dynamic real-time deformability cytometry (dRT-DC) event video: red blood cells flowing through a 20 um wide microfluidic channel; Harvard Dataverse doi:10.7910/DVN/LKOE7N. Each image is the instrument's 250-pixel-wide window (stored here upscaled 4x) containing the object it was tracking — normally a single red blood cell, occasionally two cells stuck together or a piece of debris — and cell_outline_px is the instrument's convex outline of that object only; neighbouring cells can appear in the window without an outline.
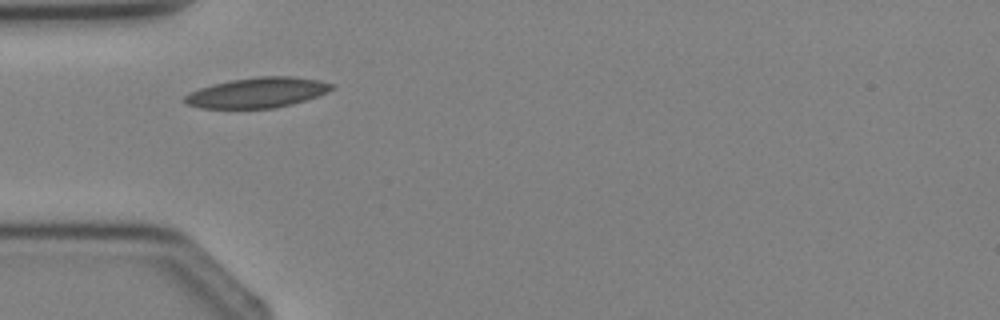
{"species": "Egyptian fruit bat (a non-hibernating species)", "species_latin": "Rousettus aegyptiacus", "temperature_condition": "cold", "stored_images_in_passage": 2, "camera_frame_rate_fps": 3000, "um_per_image_px": 0.085, "animal": {"sex": "female"}, "frame": {"image": 1, "passage_image": 1, "time_ms": 0.0, "image_size_px": [1000, 320], "cell_outline_px": [[336, 88], [328, 92], [292, 104], [276, 108], [200, 108], [188, 104], [184, 100], [184, 96], [188, 92], [212, 84], [232, 80], [256, 76], [292, 76], [320, 80], [336, 84]], "centroid_in_image_um": [21.91, 7.86], "position_along_channel_um": 63.1, "area_um2": 26.01}}
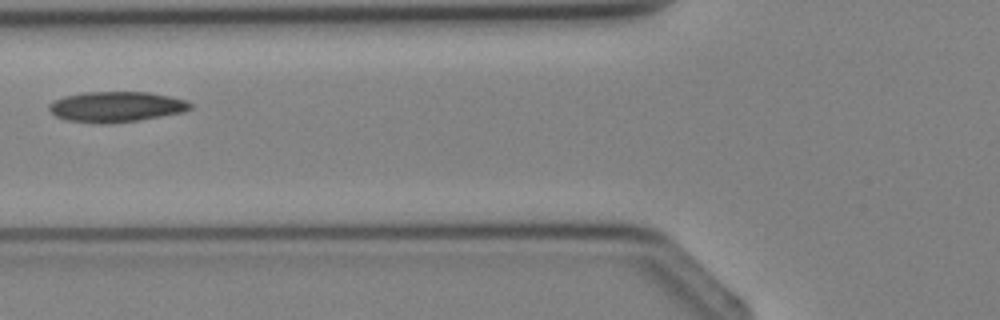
{"frame": {"image": 2, "passage_image": 2, "time_ms": 1.0, "image_size_px": [1000, 320], "cell_outline_px": [[192, 108], [184, 112], [140, 120], [112, 124], [100, 124], [64, 120], [56, 116], [48, 108], [48, 104], [64, 96], [84, 92], [148, 92], [168, 96], [184, 100], [192, 104]], "centroid_in_image_um": [9.86, 9.09], "position_along_channel_um": 115.9, "area_um2": 25.2}}